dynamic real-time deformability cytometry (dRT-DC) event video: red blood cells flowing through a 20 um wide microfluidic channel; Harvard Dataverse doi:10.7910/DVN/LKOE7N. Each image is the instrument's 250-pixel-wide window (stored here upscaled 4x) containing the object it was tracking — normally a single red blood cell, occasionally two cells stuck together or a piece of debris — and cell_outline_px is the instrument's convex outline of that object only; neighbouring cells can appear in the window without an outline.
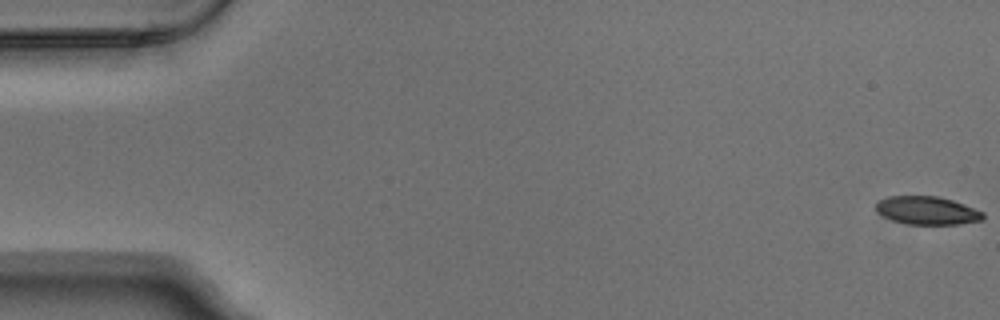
{"species": "Egyptian fruit bat (a non-hibernating species)", "species_latin": "Rousettus aegyptiacus", "temperature_condition": "warm", "stored_images_in_passage": 4, "camera_frame_rate_fps": 3000, "um_per_image_px": 0.085, "animal": {"sex": "male"}, "frame": {"image": 1, "passage_image": 1, "time_ms": 0.0, "image_size_px": [1000, 320], "cell_outline_px": [[984, 220], [960, 224], [908, 224], [892, 220], [876, 212], [876, 200], [888, 196], [936, 196], [952, 200], [964, 204], [984, 212]], "centroid_in_image_um": [78.8, 17.89], "position_along_channel_um": 6.2, "area_um2": 17.69}}